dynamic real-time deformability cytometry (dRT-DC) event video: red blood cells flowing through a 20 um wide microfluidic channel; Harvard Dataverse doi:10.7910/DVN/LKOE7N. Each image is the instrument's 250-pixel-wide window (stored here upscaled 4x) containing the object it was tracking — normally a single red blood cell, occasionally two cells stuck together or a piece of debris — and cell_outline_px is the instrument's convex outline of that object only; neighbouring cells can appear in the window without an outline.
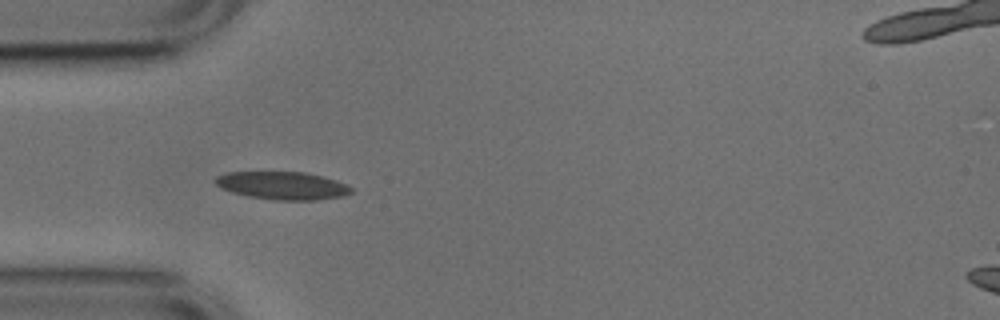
{"species": "common noctule bat (a hibernating species)", "species_latin": "Nyctalus noctula", "temperature_condition": "cold", "stored_images_in_passage": 10, "camera_frame_rate_fps": 3000, "um_per_image_px": 0.085, "animal": {"sex": "male", "body_mass_g": 17.9, "forearm_length_mm": 54.2}, "frame": {"image": 1, "passage_image": 1, "time_ms": 0.0, "image_size_px": [1000, 320], "cell_outline_px": [[352, 192], [344, 196], [320, 200], [272, 200], [248, 196], [232, 192], [220, 188], [212, 180], [216, 176], [228, 172], [308, 172], [324, 176], [336, 180], [352, 188]], "centroid_in_image_um": [24.0, 15.77], "position_along_channel_um": 61.0, "area_um2": 22.31}}